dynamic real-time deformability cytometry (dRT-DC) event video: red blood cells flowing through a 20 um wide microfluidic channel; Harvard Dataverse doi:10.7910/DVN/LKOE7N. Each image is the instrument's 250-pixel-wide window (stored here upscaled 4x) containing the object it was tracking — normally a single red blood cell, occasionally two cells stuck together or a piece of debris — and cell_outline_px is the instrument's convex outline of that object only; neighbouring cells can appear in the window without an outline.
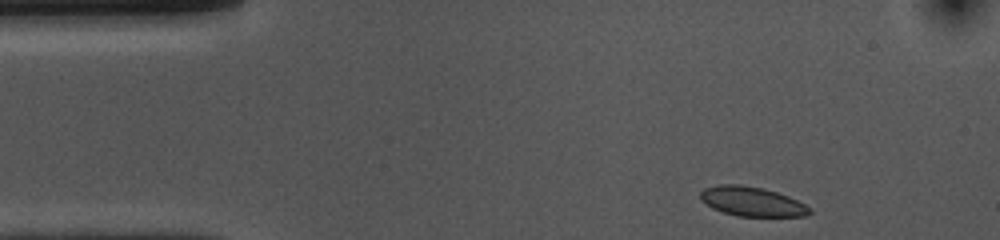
{"species": "common noctule bat (a hibernating species)", "species_latin": "Nyctalus noctula", "temperature_condition": "cold", "stored_images_in_passage": 38, "camera_frame_rate_fps": 3000, "um_per_image_px": 0.085, "animal": {"sex": "female", "body_mass_g": 10.0, "forearm_length_mm": 53.1}, "frame": {"image": 1, "passage_image": 1, "time_ms": 0.0, "image_size_px": [1000, 240], "cell_outline_px": [[812, 212], [808, 216], [736, 216], [712, 208], [700, 200], [700, 192], [704, 188], [720, 184], [740, 184], [760, 188], [776, 192], [788, 196], [804, 204]], "centroid_in_image_um": [63.88, 17.13], "position_along_channel_um": 21.1, "area_um2": 18.61}}
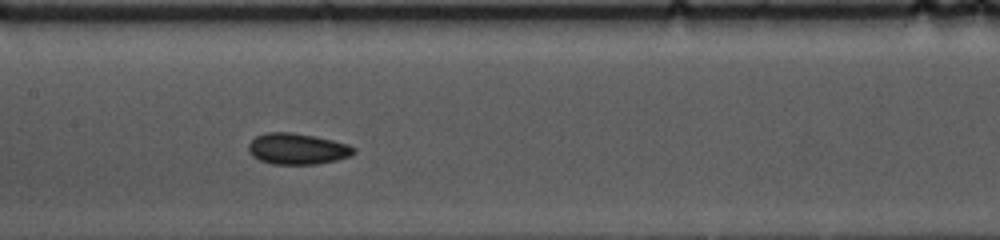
{"frame": {"image": 2, "passage_image": 19, "time_ms": 6.0, "image_size_px": [1000, 240], "cell_outline_px": [[356, 152], [352, 156], [336, 160], [316, 164], [272, 164], [260, 160], [252, 156], [248, 152], [248, 144], [256, 136], [268, 132], [292, 132], [316, 136], [348, 144], [356, 148]], "centroid_in_image_um": [25.28, 12.65], "position_along_channel_um": 182.1, "area_um2": 19.25}}
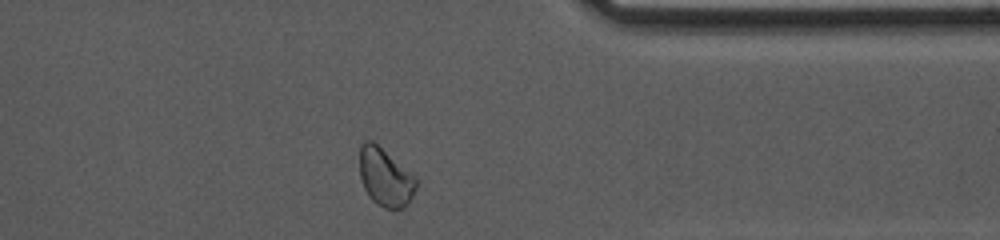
{"frame": {"image": 3, "passage_image": 36, "time_ms": 11.667, "image_size_px": [1000, 240], "cell_outline_px": [[416, 188], [408, 204], [404, 208], [384, 208], [376, 204], [368, 196], [364, 188], [360, 176], [360, 144], [364, 140], [372, 140], [412, 176], [416, 180]], "centroid_in_image_um": [32.7, 15.1], "position_along_channel_um": 378.7, "area_um2": 18.61}, "authors_computed_cell_mechanics": {"area_um2": 18.8139, "velocity_mm_per_s": 3.6909, "shape_relaxation_time_tau1_ms": 3.2799, "shape_relaxation_time_tau2_ms": 2.9624, "deformation_change_tau1": 0.0575, "deformation_change_tau2": 0.0521}}